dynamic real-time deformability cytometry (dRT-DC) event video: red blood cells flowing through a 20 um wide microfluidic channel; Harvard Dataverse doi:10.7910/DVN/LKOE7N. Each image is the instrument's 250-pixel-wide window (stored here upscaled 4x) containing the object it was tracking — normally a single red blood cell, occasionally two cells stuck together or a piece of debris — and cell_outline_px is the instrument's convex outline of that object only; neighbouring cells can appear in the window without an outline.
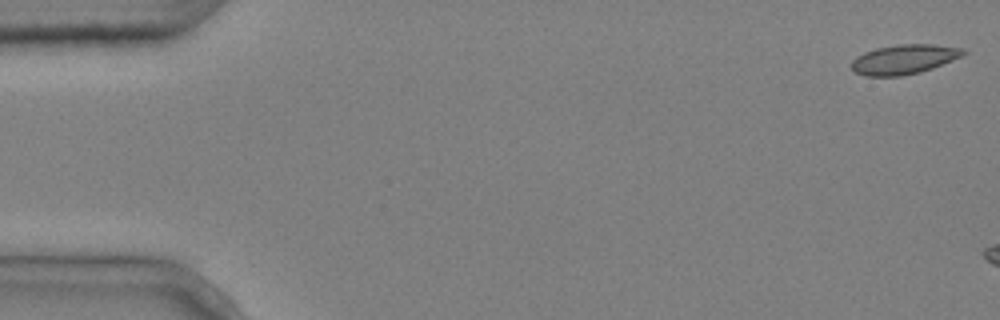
{"species": "common noctule bat (a hibernating species)", "species_latin": "Nyctalus noctula", "temperature_condition": "cold", "stored_images_in_passage": 3, "camera_frame_rate_fps": 3000, "um_per_image_px": 0.085, "animal": {"sex": "male", "body_mass_g": 20.4}, "frame": {"image": 1, "passage_image": 1, "time_ms": 0.0, "image_size_px": [1000, 320], "cell_outline_px": [[968, 52], [952, 60], [932, 68], [920, 72], [900, 76], [864, 76], [856, 72], [852, 68], [852, 60], [856, 56], [864, 52], [876, 48], [900, 44], [932, 44], [964, 48]], "centroid_in_image_um": [76.84, 5.04], "position_along_channel_um": 8.2, "area_um2": 19.19}}